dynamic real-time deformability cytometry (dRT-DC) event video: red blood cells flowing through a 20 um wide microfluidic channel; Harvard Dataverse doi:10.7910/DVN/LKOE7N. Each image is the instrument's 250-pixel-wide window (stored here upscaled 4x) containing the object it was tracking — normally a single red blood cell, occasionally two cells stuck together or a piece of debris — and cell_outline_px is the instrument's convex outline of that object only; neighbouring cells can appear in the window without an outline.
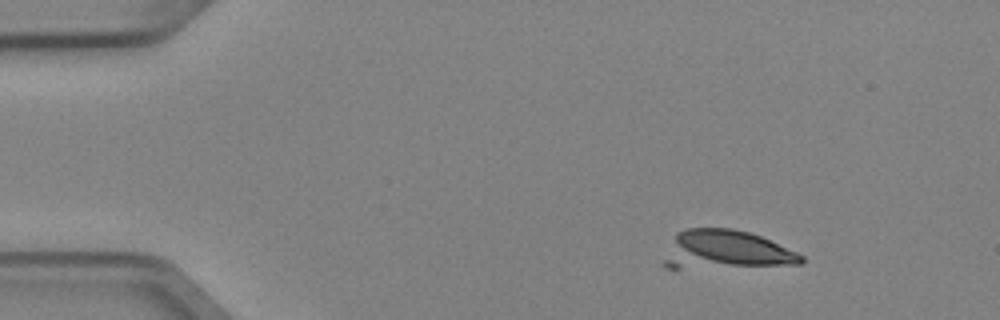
{"species": "Egyptian fruit bat (a non-hibernating species)", "species_latin": "Rousettus aegyptiacus", "temperature_condition": "cold", "stored_images_in_passage": 3, "camera_frame_rate_fps": 3000, "um_per_image_px": 0.085, "animal": {"sex": "female"}, "frame": {"image": 1, "passage_image": 1, "time_ms": 0.0, "image_size_px": [1000, 320], "cell_outline_px": [[804, 260], [800, 264], [680, 268], [664, 268], [664, 260], [676, 232], [688, 228], [732, 228], [748, 232], [760, 236], [796, 252], [804, 256]], "centroid_in_image_um": [61.68, 21.23], "position_along_channel_um": 23.3, "area_um2": 30.4}}